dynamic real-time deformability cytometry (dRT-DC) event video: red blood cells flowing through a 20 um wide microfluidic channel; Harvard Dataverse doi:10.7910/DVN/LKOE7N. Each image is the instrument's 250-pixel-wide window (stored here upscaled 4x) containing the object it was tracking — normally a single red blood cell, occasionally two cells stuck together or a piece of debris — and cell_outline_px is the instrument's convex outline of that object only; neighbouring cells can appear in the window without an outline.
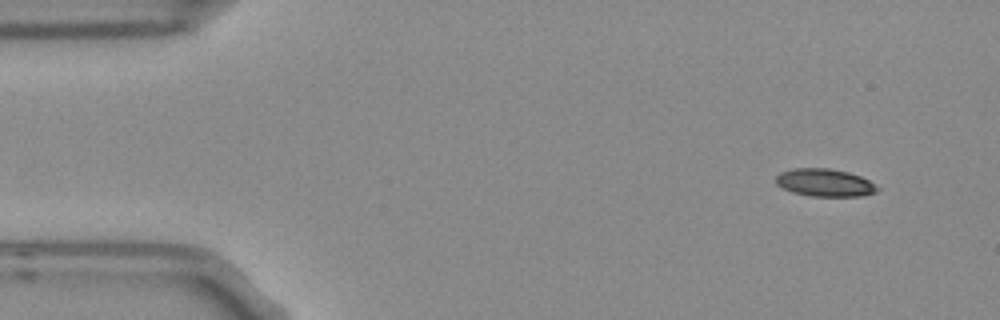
{"species": "Egyptian fruit bat (a non-hibernating species)", "species_latin": "Rousettus aegyptiacus", "temperature_condition": "room temperature", "stored_images_in_passage": 4, "camera_frame_rate_fps": 3000, "um_per_image_px": 0.085, "frame": {"image": 1, "passage_image": 1, "time_ms": 0.0, "image_size_px": [1000, 320], "cell_outline_px": [[880, 188], [876, 192], [864, 196], [812, 196], [792, 192], [776, 184], [776, 176], [780, 172], [792, 168], [828, 168], [848, 172], [860, 176], [868, 180]], "centroid_in_image_um": [70.11, 15.52], "position_along_channel_um": 14.9, "area_um2": 16.36}}